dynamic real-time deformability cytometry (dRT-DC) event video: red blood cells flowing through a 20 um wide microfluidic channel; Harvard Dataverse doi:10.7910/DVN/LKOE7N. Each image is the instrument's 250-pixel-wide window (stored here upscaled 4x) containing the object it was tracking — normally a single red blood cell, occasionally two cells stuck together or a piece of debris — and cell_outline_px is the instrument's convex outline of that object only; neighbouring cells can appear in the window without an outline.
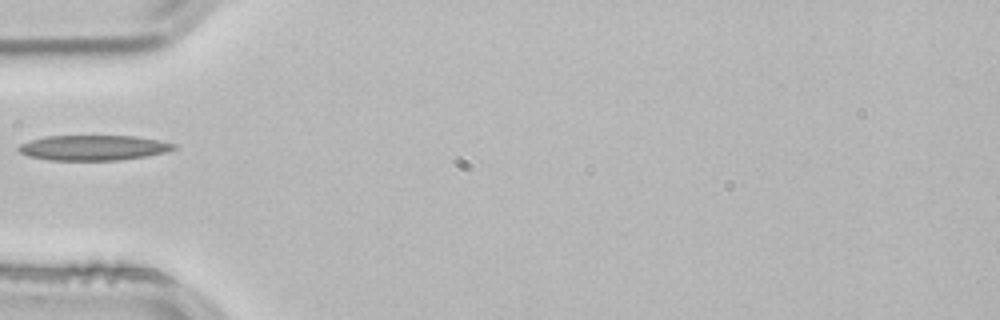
{"species": "common noctule bat (a hibernating species)", "species_latin": "Nyctalus noctula", "temperature_condition": "room temperature", "stored_images_in_passage": 36, "camera_frame_rate_fps": 3000, "um_per_image_px": 0.085, "animal": {"sex": "male", "body_mass_g": 21.5, "forearm_length_mm": 52.0}, "frame": {"image": 1, "passage_image": 1, "time_ms": 0.0, "image_size_px": [1000, 320], "cell_outline_px": [[176, 148], [164, 152], [144, 156], [116, 160], [48, 160], [28, 156], [20, 152], [16, 148], [20, 144], [44, 136], [136, 136], [160, 140], [176, 144]], "centroid_in_image_um": [7.91, 12.55], "position_along_channel_um": 77.1, "area_um2": 22.66}}
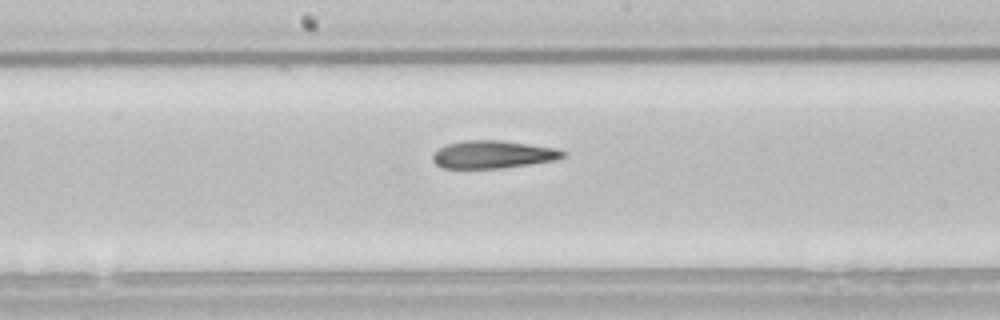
{"frame": {"image": 2, "passage_image": 11, "time_ms": 3.333, "image_size_px": [1000, 320], "cell_outline_px": [[564, 156], [552, 160], [528, 164], [500, 168], [444, 168], [436, 164], [432, 160], [432, 156], [440, 148], [448, 144], [464, 140], [500, 140], [556, 148], [564, 152]], "centroid_in_image_um": [41.86, 13.12], "position_along_channel_um": 206.3, "area_um2": 20.63}}
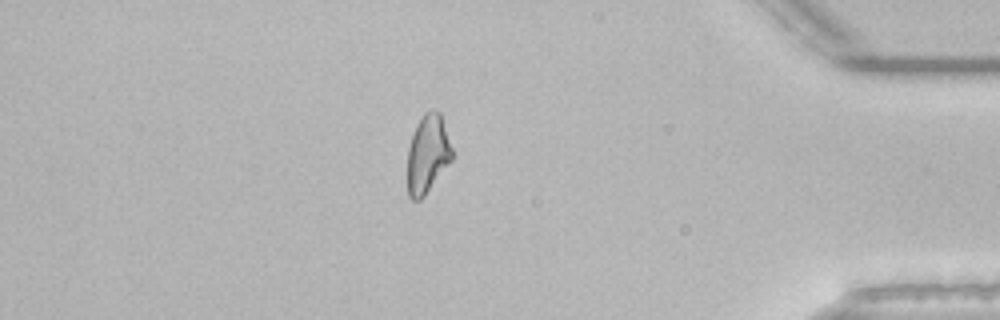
{"frame": {"image": 3, "passage_image": 29, "time_ms": 9.333, "image_size_px": [1000, 320], "cell_outline_px": [[456, 152], [452, 160], [424, 196], [420, 200], [412, 200], [408, 196], [408, 148], [416, 124], [424, 112], [432, 108], [440, 112]], "centroid_in_image_um": [36.4, 13.05], "position_along_channel_um": 398.8, "area_um2": 20.87}}